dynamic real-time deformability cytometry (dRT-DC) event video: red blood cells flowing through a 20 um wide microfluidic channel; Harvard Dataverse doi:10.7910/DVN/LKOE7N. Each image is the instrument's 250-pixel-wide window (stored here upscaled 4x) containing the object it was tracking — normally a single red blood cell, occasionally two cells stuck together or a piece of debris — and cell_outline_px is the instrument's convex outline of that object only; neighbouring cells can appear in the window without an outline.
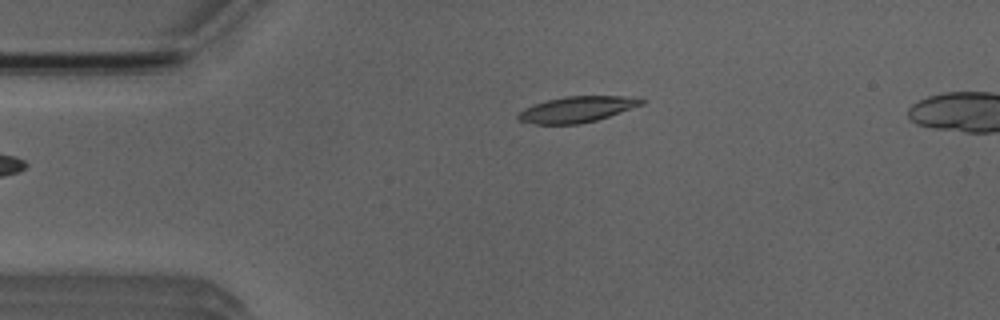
{"species": "Egyptian fruit bat (a non-hibernating species)", "species_latin": "Rousettus aegyptiacus", "temperature_condition": "room temperature", "stored_images_in_passage": 5, "camera_frame_rate_fps": 3000, "um_per_image_px": 0.085, "animal": {"sex": "male"}, "frame": {"image": 1, "passage_image": 5, "time_ms": 4.667, "image_size_px": [1000, 320], "cell_outline_px": [[648, 100], [644, 104], [596, 120], [580, 124], [536, 124], [516, 120], [516, 116], [524, 108], [548, 100], [564, 96], [620, 96]], "centroid_in_image_um": [49.02, 9.3], "position_along_channel_um": 36.0, "area_um2": 18.44}}